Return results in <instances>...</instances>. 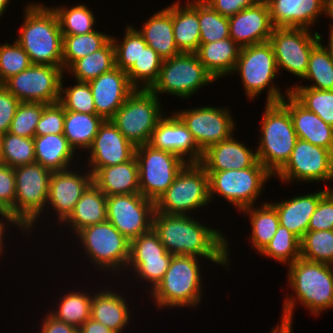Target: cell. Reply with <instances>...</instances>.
Here are the masks:
<instances>
[{"label": "cell", "instance_id": "7", "mask_svg": "<svg viewBox=\"0 0 333 333\" xmlns=\"http://www.w3.org/2000/svg\"><path fill=\"white\" fill-rule=\"evenodd\" d=\"M210 202L209 177L199 163H187L155 201V212L187 215Z\"/></svg>", "mask_w": 333, "mask_h": 333}, {"label": "cell", "instance_id": "15", "mask_svg": "<svg viewBox=\"0 0 333 333\" xmlns=\"http://www.w3.org/2000/svg\"><path fill=\"white\" fill-rule=\"evenodd\" d=\"M310 28L274 27L269 38L278 71L283 68L303 78L308 68L312 49L320 42V34Z\"/></svg>", "mask_w": 333, "mask_h": 333}, {"label": "cell", "instance_id": "29", "mask_svg": "<svg viewBox=\"0 0 333 333\" xmlns=\"http://www.w3.org/2000/svg\"><path fill=\"white\" fill-rule=\"evenodd\" d=\"M138 32L162 60L173 58L181 53L174 40L172 5L156 12Z\"/></svg>", "mask_w": 333, "mask_h": 333}, {"label": "cell", "instance_id": "27", "mask_svg": "<svg viewBox=\"0 0 333 333\" xmlns=\"http://www.w3.org/2000/svg\"><path fill=\"white\" fill-rule=\"evenodd\" d=\"M328 190L327 187L317 193L296 196L279 203H271L277 211L279 225L286 227L301 240L308 231L309 221L318 206L320 198Z\"/></svg>", "mask_w": 333, "mask_h": 333}, {"label": "cell", "instance_id": "40", "mask_svg": "<svg viewBox=\"0 0 333 333\" xmlns=\"http://www.w3.org/2000/svg\"><path fill=\"white\" fill-rule=\"evenodd\" d=\"M1 163L12 168L35 162L33 138L6 132L0 136Z\"/></svg>", "mask_w": 333, "mask_h": 333}, {"label": "cell", "instance_id": "50", "mask_svg": "<svg viewBox=\"0 0 333 333\" xmlns=\"http://www.w3.org/2000/svg\"><path fill=\"white\" fill-rule=\"evenodd\" d=\"M59 103L65 110L96 114L91 88L88 82H79L73 87L63 89L61 82Z\"/></svg>", "mask_w": 333, "mask_h": 333}, {"label": "cell", "instance_id": "43", "mask_svg": "<svg viewBox=\"0 0 333 333\" xmlns=\"http://www.w3.org/2000/svg\"><path fill=\"white\" fill-rule=\"evenodd\" d=\"M300 258L333 265V230L307 231L300 240Z\"/></svg>", "mask_w": 333, "mask_h": 333}, {"label": "cell", "instance_id": "1", "mask_svg": "<svg viewBox=\"0 0 333 333\" xmlns=\"http://www.w3.org/2000/svg\"><path fill=\"white\" fill-rule=\"evenodd\" d=\"M188 215L155 212L153 230L172 255L205 257L217 264H228V241L219 230L210 229Z\"/></svg>", "mask_w": 333, "mask_h": 333}, {"label": "cell", "instance_id": "20", "mask_svg": "<svg viewBox=\"0 0 333 333\" xmlns=\"http://www.w3.org/2000/svg\"><path fill=\"white\" fill-rule=\"evenodd\" d=\"M88 83L92 91L96 114L104 120H110L136 90L130 83L127 73L117 67Z\"/></svg>", "mask_w": 333, "mask_h": 333}, {"label": "cell", "instance_id": "34", "mask_svg": "<svg viewBox=\"0 0 333 333\" xmlns=\"http://www.w3.org/2000/svg\"><path fill=\"white\" fill-rule=\"evenodd\" d=\"M106 202L107 196L92 183L64 222L72 226L75 233L82 228L106 222Z\"/></svg>", "mask_w": 333, "mask_h": 333}, {"label": "cell", "instance_id": "60", "mask_svg": "<svg viewBox=\"0 0 333 333\" xmlns=\"http://www.w3.org/2000/svg\"><path fill=\"white\" fill-rule=\"evenodd\" d=\"M295 298L290 297L285 300V303L283 304V316L281 320L280 326H277L274 328L270 333H292V315H293V309L295 305Z\"/></svg>", "mask_w": 333, "mask_h": 333}, {"label": "cell", "instance_id": "11", "mask_svg": "<svg viewBox=\"0 0 333 333\" xmlns=\"http://www.w3.org/2000/svg\"><path fill=\"white\" fill-rule=\"evenodd\" d=\"M14 172L15 217L30 230L47 203L52 172L37 162L16 167Z\"/></svg>", "mask_w": 333, "mask_h": 333}, {"label": "cell", "instance_id": "10", "mask_svg": "<svg viewBox=\"0 0 333 333\" xmlns=\"http://www.w3.org/2000/svg\"><path fill=\"white\" fill-rule=\"evenodd\" d=\"M214 81L196 53L181 52L163 60L158 79L150 90L157 96L169 93L186 99L200 87Z\"/></svg>", "mask_w": 333, "mask_h": 333}, {"label": "cell", "instance_id": "56", "mask_svg": "<svg viewBox=\"0 0 333 333\" xmlns=\"http://www.w3.org/2000/svg\"><path fill=\"white\" fill-rule=\"evenodd\" d=\"M333 230V190L329 189L319 200L311 216L308 231Z\"/></svg>", "mask_w": 333, "mask_h": 333}, {"label": "cell", "instance_id": "58", "mask_svg": "<svg viewBox=\"0 0 333 333\" xmlns=\"http://www.w3.org/2000/svg\"><path fill=\"white\" fill-rule=\"evenodd\" d=\"M222 16L231 17L241 10L255 5L253 0H203Z\"/></svg>", "mask_w": 333, "mask_h": 333}, {"label": "cell", "instance_id": "63", "mask_svg": "<svg viewBox=\"0 0 333 333\" xmlns=\"http://www.w3.org/2000/svg\"><path fill=\"white\" fill-rule=\"evenodd\" d=\"M326 48H327V50L329 52V55L331 57V61L333 63V32H330V35H329V45Z\"/></svg>", "mask_w": 333, "mask_h": 333}, {"label": "cell", "instance_id": "18", "mask_svg": "<svg viewBox=\"0 0 333 333\" xmlns=\"http://www.w3.org/2000/svg\"><path fill=\"white\" fill-rule=\"evenodd\" d=\"M239 72L250 99L269 86L278 73L275 54L268 42L241 47L233 72Z\"/></svg>", "mask_w": 333, "mask_h": 333}, {"label": "cell", "instance_id": "42", "mask_svg": "<svg viewBox=\"0 0 333 333\" xmlns=\"http://www.w3.org/2000/svg\"><path fill=\"white\" fill-rule=\"evenodd\" d=\"M92 296L70 292L62 297L59 309L49 314L56 320L75 326L77 329L90 318Z\"/></svg>", "mask_w": 333, "mask_h": 333}, {"label": "cell", "instance_id": "23", "mask_svg": "<svg viewBox=\"0 0 333 333\" xmlns=\"http://www.w3.org/2000/svg\"><path fill=\"white\" fill-rule=\"evenodd\" d=\"M273 29L266 5L255 4L229 17L230 38L240 47L268 42Z\"/></svg>", "mask_w": 333, "mask_h": 333}, {"label": "cell", "instance_id": "35", "mask_svg": "<svg viewBox=\"0 0 333 333\" xmlns=\"http://www.w3.org/2000/svg\"><path fill=\"white\" fill-rule=\"evenodd\" d=\"M103 121L104 119L97 114L65 110L63 135L74 151H76L77 148L84 150L86 148L88 150Z\"/></svg>", "mask_w": 333, "mask_h": 333}, {"label": "cell", "instance_id": "38", "mask_svg": "<svg viewBox=\"0 0 333 333\" xmlns=\"http://www.w3.org/2000/svg\"><path fill=\"white\" fill-rule=\"evenodd\" d=\"M162 62V58L152 47L147 45L140 34V55L138 61L126 72L130 83L136 89L138 87L139 89L140 87L141 89H150L158 79ZM141 81L143 86L140 84Z\"/></svg>", "mask_w": 333, "mask_h": 333}, {"label": "cell", "instance_id": "32", "mask_svg": "<svg viewBox=\"0 0 333 333\" xmlns=\"http://www.w3.org/2000/svg\"><path fill=\"white\" fill-rule=\"evenodd\" d=\"M113 291H99L92 296L90 318L116 333H122L130 320L126 300Z\"/></svg>", "mask_w": 333, "mask_h": 333}, {"label": "cell", "instance_id": "19", "mask_svg": "<svg viewBox=\"0 0 333 333\" xmlns=\"http://www.w3.org/2000/svg\"><path fill=\"white\" fill-rule=\"evenodd\" d=\"M89 171L94 174L99 168L125 163L135 156L136 147L116 128L111 120L99 126L89 148Z\"/></svg>", "mask_w": 333, "mask_h": 333}, {"label": "cell", "instance_id": "66", "mask_svg": "<svg viewBox=\"0 0 333 333\" xmlns=\"http://www.w3.org/2000/svg\"><path fill=\"white\" fill-rule=\"evenodd\" d=\"M254 4L269 6L273 0H253Z\"/></svg>", "mask_w": 333, "mask_h": 333}, {"label": "cell", "instance_id": "9", "mask_svg": "<svg viewBox=\"0 0 333 333\" xmlns=\"http://www.w3.org/2000/svg\"><path fill=\"white\" fill-rule=\"evenodd\" d=\"M140 193L154 202L173 183L177 174L187 164L186 158L150 144L136 147Z\"/></svg>", "mask_w": 333, "mask_h": 333}, {"label": "cell", "instance_id": "26", "mask_svg": "<svg viewBox=\"0 0 333 333\" xmlns=\"http://www.w3.org/2000/svg\"><path fill=\"white\" fill-rule=\"evenodd\" d=\"M269 10L274 27L308 29L325 13V0H273Z\"/></svg>", "mask_w": 333, "mask_h": 333}, {"label": "cell", "instance_id": "13", "mask_svg": "<svg viewBox=\"0 0 333 333\" xmlns=\"http://www.w3.org/2000/svg\"><path fill=\"white\" fill-rule=\"evenodd\" d=\"M63 67L32 64L2 85L20 102H59Z\"/></svg>", "mask_w": 333, "mask_h": 333}, {"label": "cell", "instance_id": "53", "mask_svg": "<svg viewBox=\"0 0 333 333\" xmlns=\"http://www.w3.org/2000/svg\"><path fill=\"white\" fill-rule=\"evenodd\" d=\"M173 256L165 249L153 228L130 242L129 259H153Z\"/></svg>", "mask_w": 333, "mask_h": 333}, {"label": "cell", "instance_id": "39", "mask_svg": "<svg viewBox=\"0 0 333 333\" xmlns=\"http://www.w3.org/2000/svg\"><path fill=\"white\" fill-rule=\"evenodd\" d=\"M62 36L63 70L65 72L75 61L101 49L111 39V36L96 30L86 34Z\"/></svg>", "mask_w": 333, "mask_h": 333}, {"label": "cell", "instance_id": "8", "mask_svg": "<svg viewBox=\"0 0 333 333\" xmlns=\"http://www.w3.org/2000/svg\"><path fill=\"white\" fill-rule=\"evenodd\" d=\"M209 177L210 201L213 194L222 196L240 211L254 206L262 187L273 176L259 161L242 170L206 171Z\"/></svg>", "mask_w": 333, "mask_h": 333}, {"label": "cell", "instance_id": "45", "mask_svg": "<svg viewBox=\"0 0 333 333\" xmlns=\"http://www.w3.org/2000/svg\"><path fill=\"white\" fill-rule=\"evenodd\" d=\"M200 43H211L230 37L229 18L213 10L203 0H198Z\"/></svg>", "mask_w": 333, "mask_h": 333}, {"label": "cell", "instance_id": "37", "mask_svg": "<svg viewBox=\"0 0 333 333\" xmlns=\"http://www.w3.org/2000/svg\"><path fill=\"white\" fill-rule=\"evenodd\" d=\"M241 211L250 216L249 219L252 227L251 242L258 250V253H260L277 231L279 226L277 211L271 203H264L257 209L250 206Z\"/></svg>", "mask_w": 333, "mask_h": 333}, {"label": "cell", "instance_id": "14", "mask_svg": "<svg viewBox=\"0 0 333 333\" xmlns=\"http://www.w3.org/2000/svg\"><path fill=\"white\" fill-rule=\"evenodd\" d=\"M107 221L130 242L153 226L155 202L141 193L107 197Z\"/></svg>", "mask_w": 333, "mask_h": 333}, {"label": "cell", "instance_id": "51", "mask_svg": "<svg viewBox=\"0 0 333 333\" xmlns=\"http://www.w3.org/2000/svg\"><path fill=\"white\" fill-rule=\"evenodd\" d=\"M32 63L28 54L15 41L6 43L0 46V85H2L7 79L19 74L20 72L31 66Z\"/></svg>", "mask_w": 333, "mask_h": 333}, {"label": "cell", "instance_id": "28", "mask_svg": "<svg viewBox=\"0 0 333 333\" xmlns=\"http://www.w3.org/2000/svg\"><path fill=\"white\" fill-rule=\"evenodd\" d=\"M93 183L107 197L140 193L136 157L122 164L99 168L93 174Z\"/></svg>", "mask_w": 333, "mask_h": 333}, {"label": "cell", "instance_id": "24", "mask_svg": "<svg viewBox=\"0 0 333 333\" xmlns=\"http://www.w3.org/2000/svg\"><path fill=\"white\" fill-rule=\"evenodd\" d=\"M280 102L288 109L298 139L333 152V126L326 124L317 114L302 106L288 88ZM288 100H287V99Z\"/></svg>", "mask_w": 333, "mask_h": 333}, {"label": "cell", "instance_id": "36", "mask_svg": "<svg viewBox=\"0 0 333 333\" xmlns=\"http://www.w3.org/2000/svg\"><path fill=\"white\" fill-rule=\"evenodd\" d=\"M115 68V49L110 39L101 49L75 61L66 71H71L76 81L89 82Z\"/></svg>", "mask_w": 333, "mask_h": 333}, {"label": "cell", "instance_id": "22", "mask_svg": "<svg viewBox=\"0 0 333 333\" xmlns=\"http://www.w3.org/2000/svg\"><path fill=\"white\" fill-rule=\"evenodd\" d=\"M148 144L153 148L172 152L183 159L189 153L187 163H199L203 154L191 132L175 114L163 117L158 122Z\"/></svg>", "mask_w": 333, "mask_h": 333}, {"label": "cell", "instance_id": "12", "mask_svg": "<svg viewBox=\"0 0 333 333\" xmlns=\"http://www.w3.org/2000/svg\"><path fill=\"white\" fill-rule=\"evenodd\" d=\"M76 235L85 247L86 255L99 266V269L118 271L124 269L123 266L127 267L130 241L111 222L106 221L82 228Z\"/></svg>", "mask_w": 333, "mask_h": 333}, {"label": "cell", "instance_id": "57", "mask_svg": "<svg viewBox=\"0 0 333 333\" xmlns=\"http://www.w3.org/2000/svg\"><path fill=\"white\" fill-rule=\"evenodd\" d=\"M20 101L0 85V136L9 132Z\"/></svg>", "mask_w": 333, "mask_h": 333}, {"label": "cell", "instance_id": "41", "mask_svg": "<svg viewBox=\"0 0 333 333\" xmlns=\"http://www.w3.org/2000/svg\"><path fill=\"white\" fill-rule=\"evenodd\" d=\"M290 94L306 109L333 126V90H318L307 86L290 88Z\"/></svg>", "mask_w": 333, "mask_h": 333}, {"label": "cell", "instance_id": "46", "mask_svg": "<svg viewBox=\"0 0 333 333\" xmlns=\"http://www.w3.org/2000/svg\"><path fill=\"white\" fill-rule=\"evenodd\" d=\"M52 9L58 16L62 35H80L95 31V17L85 4L69 9L63 6Z\"/></svg>", "mask_w": 333, "mask_h": 333}, {"label": "cell", "instance_id": "2", "mask_svg": "<svg viewBox=\"0 0 333 333\" xmlns=\"http://www.w3.org/2000/svg\"><path fill=\"white\" fill-rule=\"evenodd\" d=\"M280 89L268 88L266 108L261 123V138L256 150L258 161L276 175L288 162L298 140L288 109L280 102Z\"/></svg>", "mask_w": 333, "mask_h": 333}, {"label": "cell", "instance_id": "33", "mask_svg": "<svg viewBox=\"0 0 333 333\" xmlns=\"http://www.w3.org/2000/svg\"><path fill=\"white\" fill-rule=\"evenodd\" d=\"M35 162L51 172L64 171L69 168L75 154L63 134L34 136Z\"/></svg>", "mask_w": 333, "mask_h": 333}, {"label": "cell", "instance_id": "16", "mask_svg": "<svg viewBox=\"0 0 333 333\" xmlns=\"http://www.w3.org/2000/svg\"><path fill=\"white\" fill-rule=\"evenodd\" d=\"M288 183L333 180V152L298 139L285 166L276 174Z\"/></svg>", "mask_w": 333, "mask_h": 333}, {"label": "cell", "instance_id": "44", "mask_svg": "<svg viewBox=\"0 0 333 333\" xmlns=\"http://www.w3.org/2000/svg\"><path fill=\"white\" fill-rule=\"evenodd\" d=\"M320 42L312 49L308 68L303 78L314 81L309 88L318 90H333V63L329 52Z\"/></svg>", "mask_w": 333, "mask_h": 333}, {"label": "cell", "instance_id": "48", "mask_svg": "<svg viewBox=\"0 0 333 333\" xmlns=\"http://www.w3.org/2000/svg\"><path fill=\"white\" fill-rule=\"evenodd\" d=\"M15 172L14 168L0 163V215L5 221L17 225L25 232L27 228L15 217Z\"/></svg>", "mask_w": 333, "mask_h": 333}, {"label": "cell", "instance_id": "21", "mask_svg": "<svg viewBox=\"0 0 333 333\" xmlns=\"http://www.w3.org/2000/svg\"><path fill=\"white\" fill-rule=\"evenodd\" d=\"M93 183V174L88 172L80 175L67 169L52 172L49 181V196L47 204L52 205L58 213V220L64 221L72 213L76 203Z\"/></svg>", "mask_w": 333, "mask_h": 333}, {"label": "cell", "instance_id": "59", "mask_svg": "<svg viewBox=\"0 0 333 333\" xmlns=\"http://www.w3.org/2000/svg\"><path fill=\"white\" fill-rule=\"evenodd\" d=\"M41 333H78V329L47 314L42 324Z\"/></svg>", "mask_w": 333, "mask_h": 333}, {"label": "cell", "instance_id": "65", "mask_svg": "<svg viewBox=\"0 0 333 333\" xmlns=\"http://www.w3.org/2000/svg\"><path fill=\"white\" fill-rule=\"evenodd\" d=\"M10 0H0V18L3 14L4 11H6L7 4L9 3Z\"/></svg>", "mask_w": 333, "mask_h": 333}, {"label": "cell", "instance_id": "61", "mask_svg": "<svg viewBox=\"0 0 333 333\" xmlns=\"http://www.w3.org/2000/svg\"><path fill=\"white\" fill-rule=\"evenodd\" d=\"M78 333H116L101 322L89 318L78 328Z\"/></svg>", "mask_w": 333, "mask_h": 333}, {"label": "cell", "instance_id": "55", "mask_svg": "<svg viewBox=\"0 0 333 333\" xmlns=\"http://www.w3.org/2000/svg\"><path fill=\"white\" fill-rule=\"evenodd\" d=\"M65 109L59 103L47 104L37 123L35 136L48 134H63L64 132Z\"/></svg>", "mask_w": 333, "mask_h": 333}, {"label": "cell", "instance_id": "17", "mask_svg": "<svg viewBox=\"0 0 333 333\" xmlns=\"http://www.w3.org/2000/svg\"><path fill=\"white\" fill-rule=\"evenodd\" d=\"M191 132L199 149L204 152L233 134L232 115L227 109L205 106L174 113Z\"/></svg>", "mask_w": 333, "mask_h": 333}, {"label": "cell", "instance_id": "62", "mask_svg": "<svg viewBox=\"0 0 333 333\" xmlns=\"http://www.w3.org/2000/svg\"><path fill=\"white\" fill-rule=\"evenodd\" d=\"M325 14L333 19V0H325ZM330 32H333V24L330 26Z\"/></svg>", "mask_w": 333, "mask_h": 333}, {"label": "cell", "instance_id": "3", "mask_svg": "<svg viewBox=\"0 0 333 333\" xmlns=\"http://www.w3.org/2000/svg\"><path fill=\"white\" fill-rule=\"evenodd\" d=\"M19 38L16 41L28 54L32 64L63 67V36L52 7L28 4Z\"/></svg>", "mask_w": 333, "mask_h": 333}, {"label": "cell", "instance_id": "52", "mask_svg": "<svg viewBox=\"0 0 333 333\" xmlns=\"http://www.w3.org/2000/svg\"><path fill=\"white\" fill-rule=\"evenodd\" d=\"M117 38L111 36L115 49V67L127 72L140 55V33L138 29L127 26L123 41L117 43Z\"/></svg>", "mask_w": 333, "mask_h": 333}, {"label": "cell", "instance_id": "31", "mask_svg": "<svg viewBox=\"0 0 333 333\" xmlns=\"http://www.w3.org/2000/svg\"><path fill=\"white\" fill-rule=\"evenodd\" d=\"M184 6L178 2L172 4L175 44L180 52L196 53L200 46L198 0Z\"/></svg>", "mask_w": 333, "mask_h": 333}, {"label": "cell", "instance_id": "4", "mask_svg": "<svg viewBox=\"0 0 333 333\" xmlns=\"http://www.w3.org/2000/svg\"><path fill=\"white\" fill-rule=\"evenodd\" d=\"M199 257L174 255L158 285L151 290L157 307L196 306L201 300Z\"/></svg>", "mask_w": 333, "mask_h": 333}, {"label": "cell", "instance_id": "25", "mask_svg": "<svg viewBox=\"0 0 333 333\" xmlns=\"http://www.w3.org/2000/svg\"><path fill=\"white\" fill-rule=\"evenodd\" d=\"M232 135L208 147L202 154L199 164L205 171L242 170L252 167L257 161V153L234 139Z\"/></svg>", "mask_w": 333, "mask_h": 333}, {"label": "cell", "instance_id": "64", "mask_svg": "<svg viewBox=\"0 0 333 333\" xmlns=\"http://www.w3.org/2000/svg\"><path fill=\"white\" fill-rule=\"evenodd\" d=\"M4 228H6V227H4V222L0 221V255L2 252V247L4 246L3 245V235H4V230H5Z\"/></svg>", "mask_w": 333, "mask_h": 333}, {"label": "cell", "instance_id": "49", "mask_svg": "<svg viewBox=\"0 0 333 333\" xmlns=\"http://www.w3.org/2000/svg\"><path fill=\"white\" fill-rule=\"evenodd\" d=\"M46 105L41 102H20L9 132L21 137L34 138L37 123Z\"/></svg>", "mask_w": 333, "mask_h": 333}, {"label": "cell", "instance_id": "47", "mask_svg": "<svg viewBox=\"0 0 333 333\" xmlns=\"http://www.w3.org/2000/svg\"><path fill=\"white\" fill-rule=\"evenodd\" d=\"M260 253L282 263L289 262L290 265L300 258V239L279 225L274 237Z\"/></svg>", "mask_w": 333, "mask_h": 333}, {"label": "cell", "instance_id": "6", "mask_svg": "<svg viewBox=\"0 0 333 333\" xmlns=\"http://www.w3.org/2000/svg\"><path fill=\"white\" fill-rule=\"evenodd\" d=\"M289 266L288 282L298 301L314 315L333 308V268L299 258Z\"/></svg>", "mask_w": 333, "mask_h": 333}, {"label": "cell", "instance_id": "5", "mask_svg": "<svg viewBox=\"0 0 333 333\" xmlns=\"http://www.w3.org/2000/svg\"><path fill=\"white\" fill-rule=\"evenodd\" d=\"M158 96L150 89H136L110 119L135 147L148 144L163 118Z\"/></svg>", "mask_w": 333, "mask_h": 333}, {"label": "cell", "instance_id": "30", "mask_svg": "<svg viewBox=\"0 0 333 333\" xmlns=\"http://www.w3.org/2000/svg\"><path fill=\"white\" fill-rule=\"evenodd\" d=\"M240 51L241 47L228 37L211 43H200L196 54L206 71L214 80H218L234 71Z\"/></svg>", "mask_w": 333, "mask_h": 333}, {"label": "cell", "instance_id": "54", "mask_svg": "<svg viewBox=\"0 0 333 333\" xmlns=\"http://www.w3.org/2000/svg\"><path fill=\"white\" fill-rule=\"evenodd\" d=\"M171 260L172 257L129 259L127 266H134L136 276L138 275L142 281L147 280V282L152 283L151 288L154 289L168 270Z\"/></svg>", "mask_w": 333, "mask_h": 333}]
</instances>
